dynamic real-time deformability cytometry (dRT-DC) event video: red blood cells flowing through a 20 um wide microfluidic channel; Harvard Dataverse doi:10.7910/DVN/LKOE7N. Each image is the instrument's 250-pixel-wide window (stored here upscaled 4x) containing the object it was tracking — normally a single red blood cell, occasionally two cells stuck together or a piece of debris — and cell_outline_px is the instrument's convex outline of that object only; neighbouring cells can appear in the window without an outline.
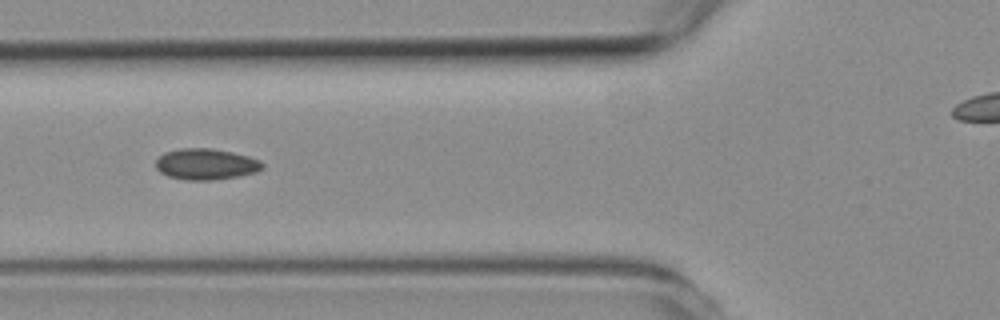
{"species": "common noctule bat (a hibernating species)", "species_latin": "Nyctalus noctula", "temperature_condition": "room temperature", "stored_images_in_passage": 7, "camera_frame_rate_fps": 3000, "um_per_image_px": 0.085, "animal": {"sex": "female", "body_mass_g": 19.3, "forearm_length_mm": 54.1}, "frame": {"image": 1, "passage_image": 5, "time_ms": 5.333, "image_size_px": [1000, 320], "cell_outline_px": [[264, 168], [256, 172], [240, 176], [212, 180], [188, 180], [168, 176], [160, 172], [156, 168], [156, 160], [164, 152], [180, 148], [212, 148], [232, 152], [248, 156], [260, 160], [264, 164]], "centroid_in_image_um": [17.52, 13.95], "position_along_channel_um": 108.3, "area_um2": 19.42}}
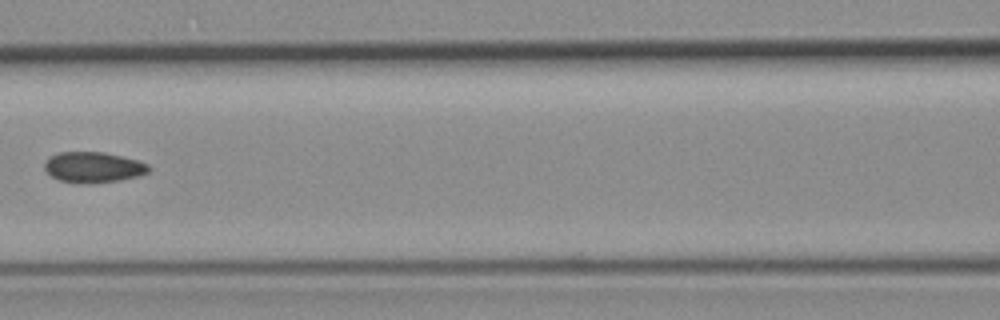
{"frame": {"image": 2, "passage_image": 6, "time_ms": 6.667, "image_size_px": [1000, 320], "cell_outline_px": [[152, 168], [148, 172], [136, 176], [120, 180], [92, 184], [76, 184], [60, 180], [52, 176], [44, 168], [44, 160], [48, 156], [60, 152], [104, 152], [136, 160], [148, 164]], "centroid_in_image_um": [7.89, 14.22], "position_along_channel_um": 158.7, "area_um2": 18.79}}
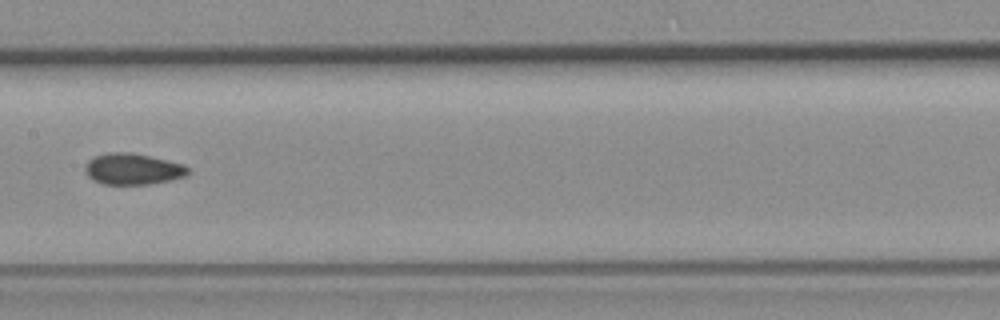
{"frame": {"image": 3, "passage_image": 7, "time_ms": 7.667, "image_size_px": [1000, 320], "cell_outline_px": [[192, 172], [188, 176], [148, 184], [100, 184], [88, 176], [84, 172], [84, 168], [88, 160], [92, 156], [108, 152], [128, 152], [168, 160], [184, 164]], "centroid_in_image_um": [11.28, 14.36], "position_along_channel_um": 196.1, "area_um2": 18.9}}